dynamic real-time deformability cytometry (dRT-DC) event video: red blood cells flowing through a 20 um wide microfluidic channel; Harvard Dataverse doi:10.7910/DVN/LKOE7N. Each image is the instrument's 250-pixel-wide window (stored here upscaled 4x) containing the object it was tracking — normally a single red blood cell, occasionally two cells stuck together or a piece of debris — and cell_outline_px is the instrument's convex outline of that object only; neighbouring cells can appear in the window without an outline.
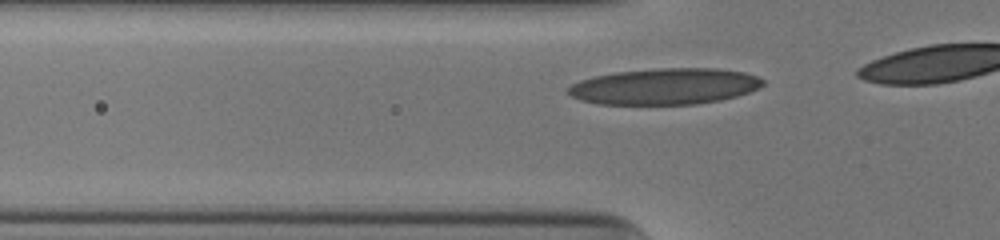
{"species": "human", "species_latin": "Homo sapiens", "temperature_condition": "cold", "stored_images_in_passage": 8, "camera_frame_rate_fps": 3000, "um_per_image_px": 0.085, "donor": {"sex": "male"}, "frame": {"image": 1, "passage_image": 2, "time_ms": 0.333, "image_size_px": [1000, 240], "cell_outline_px": [[764, 84], [748, 92], [736, 96], [720, 100], [696, 104], [600, 104], [580, 100], [572, 96], [568, 92], [568, 88], [572, 84], [580, 80], [596, 76], [616, 72], [660, 68], [716, 68], [744, 72], [756, 76], [764, 80]], "centroid_in_image_um": [56.51, 7.34], "position_along_channel_um": 69.3, "area_um2": 40.81}}
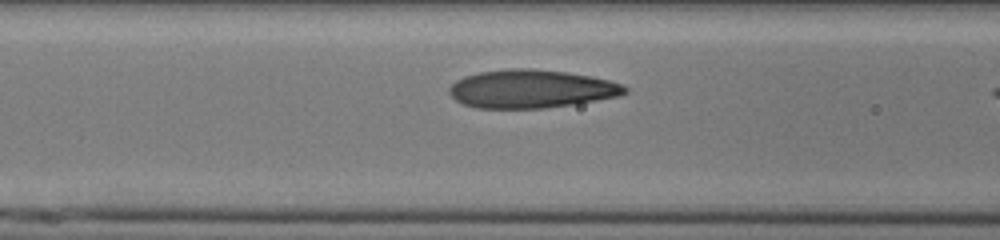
{"frame": {"image": 2, "passage_image": 6, "time_ms": 1.667, "image_size_px": [1000, 240], "cell_outline_px": [[628, 92], [620, 96], [576, 104], [544, 108], [476, 108], [464, 104], [456, 100], [448, 92], [448, 88], [456, 80], [464, 76], [480, 72], [508, 68], [528, 68], [564, 72], [592, 76], [624, 84], [628, 88]], "centroid_in_image_um": [45.18, 7.56], "position_along_channel_um": 121.4, "area_um2": 39.36}}